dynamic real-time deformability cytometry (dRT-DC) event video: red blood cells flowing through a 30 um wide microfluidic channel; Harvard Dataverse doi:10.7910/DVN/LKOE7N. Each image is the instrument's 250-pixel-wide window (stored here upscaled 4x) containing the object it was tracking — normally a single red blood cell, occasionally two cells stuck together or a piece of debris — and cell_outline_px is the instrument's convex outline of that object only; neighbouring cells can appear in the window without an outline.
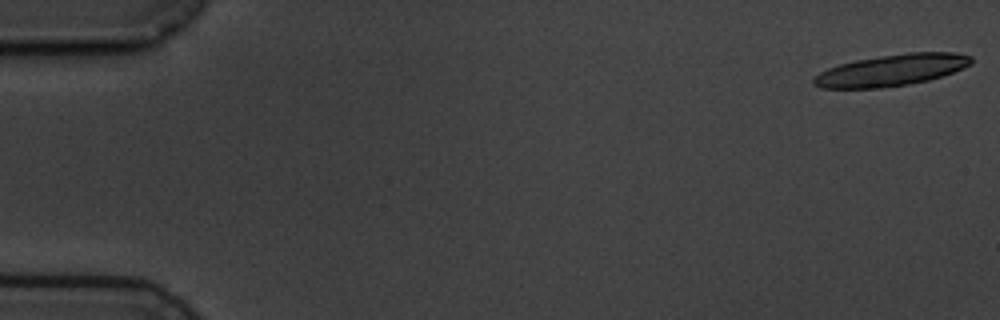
{"species": "common noctule bat (a hibernating species)", "species_latin": "Nyctalus noctula", "temperature_condition": "cold", "stored_images_in_passage": 5, "camera_frame_rate_fps": 3000, "um_per_image_px": 0.085, "animal": {"sex": "male", "body_mass_g": 19.5, "forearm_length_mm": 54.6}, "frame": {"image": 1, "passage_image": 1, "time_ms": 0.0, "image_size_px": [1000, 320], "cell_outline_px": [[972, 64], [964, 68], [928, 80], [908, 84], [880, 88], [820, 88], [812, 84], [812, 80], [820, 72], [828, 68], [840, 64], [856, 60], [880, 56], [908, 52], [956, 52], [972, 56]], "centroid_in_image_um": [75.79, 5.96], "position_along_channel_um": 9.2, "area_um2": 28.84}}